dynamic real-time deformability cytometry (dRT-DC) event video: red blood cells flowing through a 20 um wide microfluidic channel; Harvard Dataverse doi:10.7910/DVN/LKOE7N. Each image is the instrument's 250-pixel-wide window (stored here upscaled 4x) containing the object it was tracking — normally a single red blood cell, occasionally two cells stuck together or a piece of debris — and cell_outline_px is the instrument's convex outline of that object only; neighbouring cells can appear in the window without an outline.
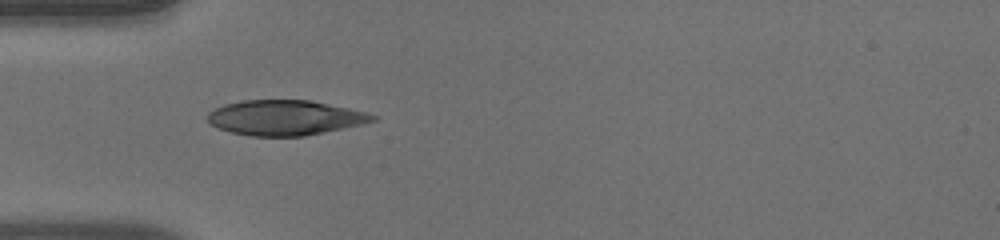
{"species": "human", "species_latin": "Homo sapiens", "temperature_condition": "warm", "stored_images_in_passage": 36, "camera_frame_rate_fps": 3000, "um_per_image_px": 0.085, "donor": {"sex": "male"}, "frame": {"image": 1, "passage_image": 1, "time_ms": 0.0, "image_size_px": [1000, 240], "cell_outline_px": [[376, 120], [360, 124], [304, 136], [252, 136], [232, 132], [220, 128], [212, 124], [208, 120], [208, 112], [224, 104], [244, 100], [308, 100], [368, 112], [376, 116]], "centroid_in_image_um": [24.21, 10.0], "position_along_channel_um": 60.8, "area_um2": 33.23}}
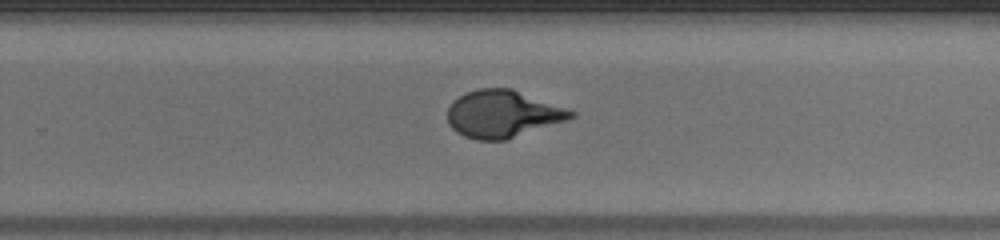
{"frame": {"image": 2, "passage_image": 18, "time_ms": 5.667, "image_size_px": [1000, 240], "cell_outline_px": [[576, 116], [568, 120], [504, 140], [476, 140], [464, 136], [456, 132], [448, 124], [448, 108], [452, 100], [464, 92], [480, 88], [512, 88], [576, 112]], "centroid_in_image_um": [42.7, 9.68], "position_along_channel_um": 287.1, "area_um2": 34.04}}
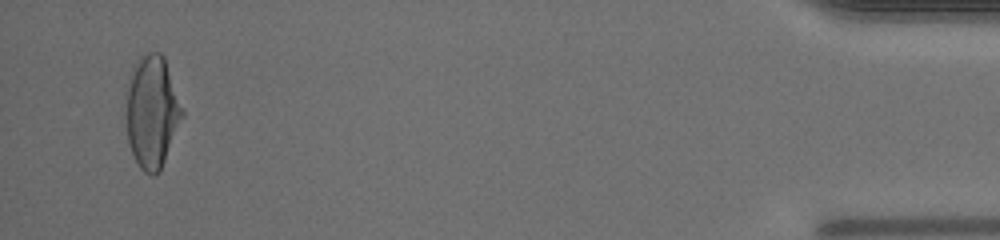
{"frame": {"image": 3, "passage_image": 34, "time_ms": 11.0, "image_size_px": [1000, 240], "cell_outline_px": [[184, 116], [160, 172], [156, 176], [152, 176], [144, 172], [140, 168], [128, 144], [128, 76], [136, 60], [148, 52], [160, 52], [164, 56], [184, 112]], "centroid_in_image_um": [12.95, 9.52], "position_along_channel_um": 422.2, "area_um2": 36.59}, "authors_computed_cell_mechanics": {"area_um2": 34.4199, "velocity_mm_per_s": 4.032, "shape_relaxation_time_tau1_ms": 5.6531, "shape_relaxation_time_tau2_ms": null, "deformation_change_tau1": 0.2578, "deformation_change_tau2": null}}